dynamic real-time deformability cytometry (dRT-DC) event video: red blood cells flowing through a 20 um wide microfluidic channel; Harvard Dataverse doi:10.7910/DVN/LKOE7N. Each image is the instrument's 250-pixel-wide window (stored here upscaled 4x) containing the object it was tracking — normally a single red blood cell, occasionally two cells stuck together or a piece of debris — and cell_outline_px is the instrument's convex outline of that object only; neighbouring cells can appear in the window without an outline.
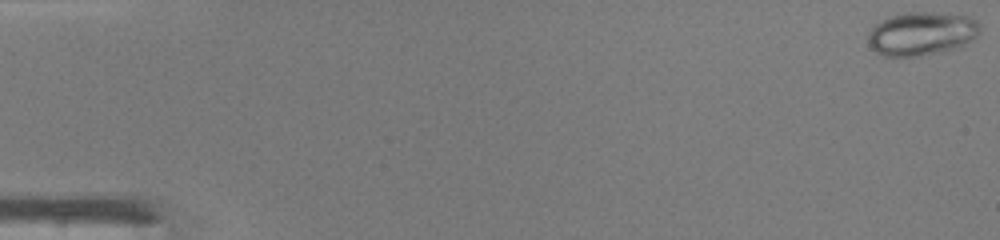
{"species": "common noctule bat (a hibernating species)", "species_latin": "Nyctalus noctula", "temperature_condition": "warm", "stored_images_in_passage": 48, "camera_frame_rate_fps": 3000, "um_per_image_px": 0.085, "animal": {"sex": "male", "body_mass_g": 19.0, "forearm_length_mm": 50.8}, "frame": {"image": 1, "passage_image": 1, "time_ms": 0.0, "image_size_px": [1000, 240], "cell_outline_px": [[980, 32], [976, 36], [960, 48], [940, 52], [916, 56], [884, 56], [876, 52], [868, 44], [868, 32], [876, 24], [892, 16], [908, 12], [932, 12], [964, 16], [976, 20], [980, 24]], "centroid_in_image_um": [78.34, 2.87], "position_along_channel_um": 6.7, "area_um2": 28.21}}
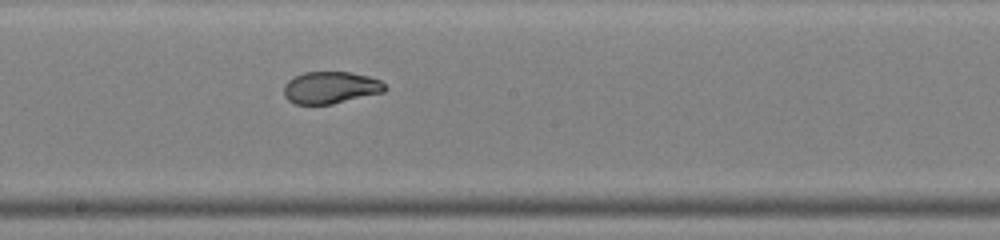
{"frame": {"image": 2, "passage_image": 27, "time_ms": 8.667, "image_size_px": [1000, 240], "cell_outline_px": [[388, 88], [384, 92], [332, 104], [296, 104], [288, 100], [284, 96], [284, 84], [288, 80], [304, 72], [348, 72], [368, 76], [380, 80]], "centroid_in_image_um": [28.1, 7.45], "position_along_channel_um": 220.1, "area_um2": 18.84}}
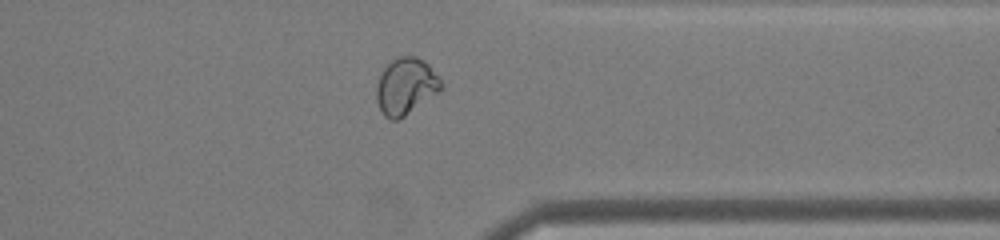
{"frame": {"image": 3, "passage_image": 38, "time_ms": 12.333, "image_size_px": [1000, 240], "cell_outline_px": [[444, 88], [440, 92], [400, 120], [392, 120], [384, 116], [376, 100], [376, 88], [380, 72], [392, 60], [400, 56], [416, 56], [424, 60], [440, 76], [444, 84]], "centroid_in_image_um": [34.53, 7.34], "position_along_channel_um": 376.9, "area_um2": 21.85}}